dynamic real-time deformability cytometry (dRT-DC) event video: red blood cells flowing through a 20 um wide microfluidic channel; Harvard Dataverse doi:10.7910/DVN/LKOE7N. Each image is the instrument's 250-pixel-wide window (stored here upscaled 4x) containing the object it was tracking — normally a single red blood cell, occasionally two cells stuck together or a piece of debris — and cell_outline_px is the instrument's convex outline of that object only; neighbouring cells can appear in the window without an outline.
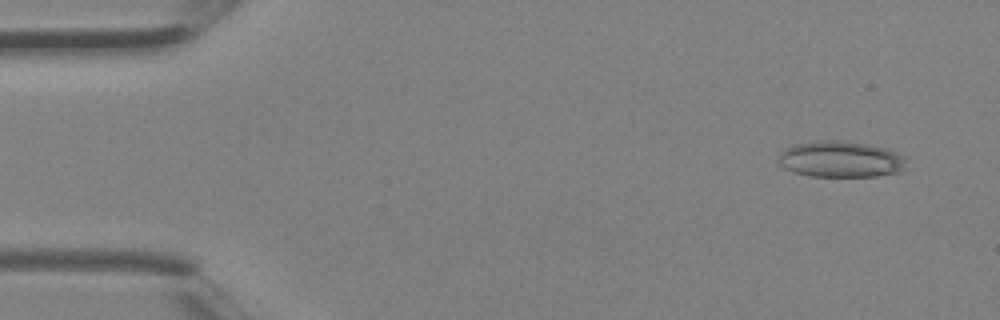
{"species": "Egyptian fruit bat (a non-hibernating species)", "species_latin": "Rousettus aegyptiacus", "temperature_condition": "room temperature", "stored_images_in_passage": 2, "camera_frame_rate_fps": 3000, "um_per_image_px": 0.085, "animal": {"sex": "female"}, "frame": {"image": 1, "passage_image": 2, "time_ms": 0.333, "image_size_px": [1000, 320], "cell_outline_px": [[908, 168], [900, 172], [876, 176], [808, 176], [792, 172], [784, 168], [780, 164], [780, 152], [784, 148], [792, 144], [828, 140], [836, 140], [868, 144], [884, 148], [896, 152], [904, 156]], "centroid_in_image_um": [71.47, 13.54], "position_along_channel_um": 13.5, "area_um2": 27.11}}